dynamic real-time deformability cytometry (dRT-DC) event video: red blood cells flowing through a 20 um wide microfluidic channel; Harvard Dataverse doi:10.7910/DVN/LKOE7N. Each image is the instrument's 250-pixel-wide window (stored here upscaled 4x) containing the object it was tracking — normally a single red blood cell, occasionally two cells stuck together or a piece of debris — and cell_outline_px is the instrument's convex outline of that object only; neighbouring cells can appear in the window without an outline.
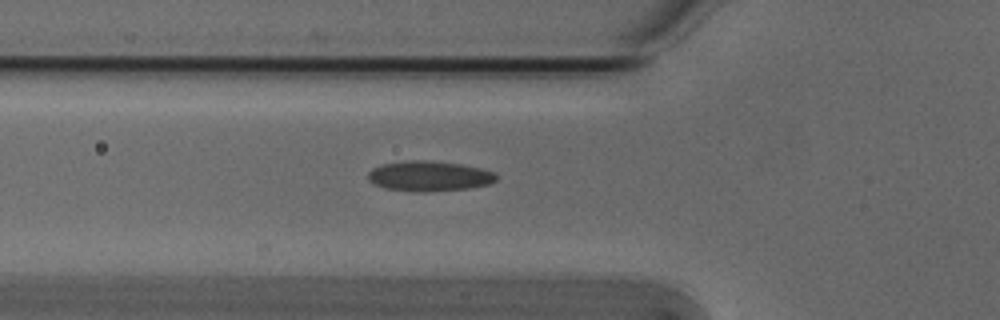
{"species": "Egyptian fruit bat (a non-hibernating species)", "species_latin": "Rousettus aegyptiacus", "temperature_condition": "cold", "stored_images_in_passage": 2, "camera_frame_rate_fps": 3000, "um_per_image_px": 0.085, "animal": {"sex": "male"}, "frame": {"image": 1, "passage_image": 2, "time_ms": 0.333, "image_size_px": [1000, 320], "cell_outline_px": [[496, 180], [488, 184], [468, 188], [428, 192], [416, 192], [384, 188], [372, 184], [368, 180], [368, 172], [372, 168], [380, 164], [404, 160], [432, 160], [460, 164], [484, 168], [496, 172]], "centroid_in_image_um": [36.45, 14.96], "position_along_channel_um": 89.4, "area_um2": 23.0}}